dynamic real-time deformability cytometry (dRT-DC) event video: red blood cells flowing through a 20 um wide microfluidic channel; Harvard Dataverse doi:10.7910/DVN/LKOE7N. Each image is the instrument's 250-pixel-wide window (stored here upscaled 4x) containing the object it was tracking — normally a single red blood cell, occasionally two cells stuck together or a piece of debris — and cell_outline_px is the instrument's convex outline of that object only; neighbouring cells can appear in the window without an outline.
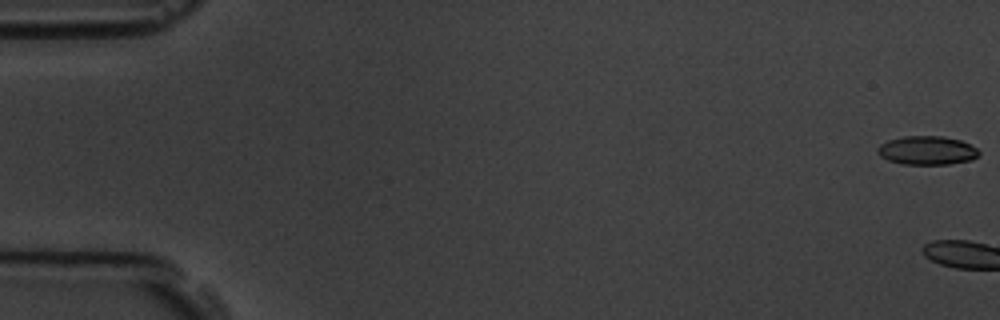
{"species": "common noctule bat (a hibernating species)", "species_latin": "Nyctalus noctula", "temperature_condition": "room temperature", "stored_images_in_passage": 10, "camera_frame_rate_fps": 3000, "um_per_image_px": 0.085, "animal": {"sex": "male", "body_mass_g": 19.5, "forearm_length_mm": 54.6}, "frame": {"image": 1, "passage_image": 1, "time_ms": 0.0, "image_size_px": [1000, 320], "cell_outline_px": [[980, 152], [972, 160], [948, 164], [904, 164], [888, 160], [880, 156], [880, 144], [888, 140], [904, 136], [944, 136], [960, 140], [976, 148]], "centroid_in_image_um": [78.82, 12.78], "position_along_channel_um": 6.2, "area_um2": 16.7}}
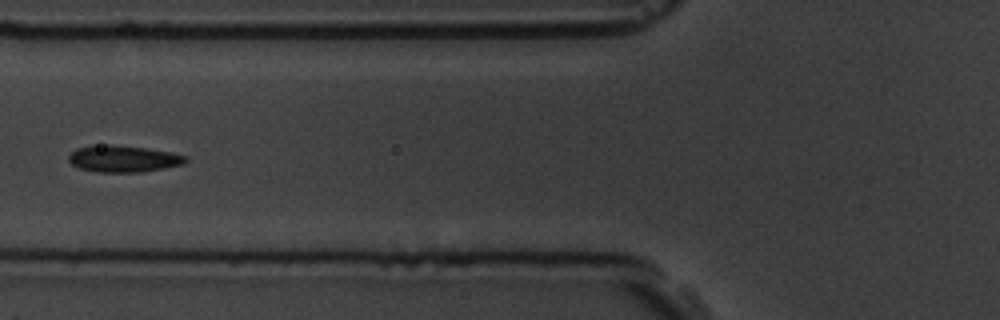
{"frame": {"image": 2, "passage_image": 7, "time_ms": 8.0, "image_size_px": [1000, 320], "cell_outline_px": [[188, 160], [184, 164], [164, 168], [140, 172], [96, 172], [80, 168], [72, 164], [68, 160], [68, 156], [76, 148], [92, 144], [108, 144], [144, 148], [172, 152], [188, 156]], "centroid_in_image_um": [10.48, 13.48], "position_along_channel_um": 115.3, "area_um2": 18.32}}
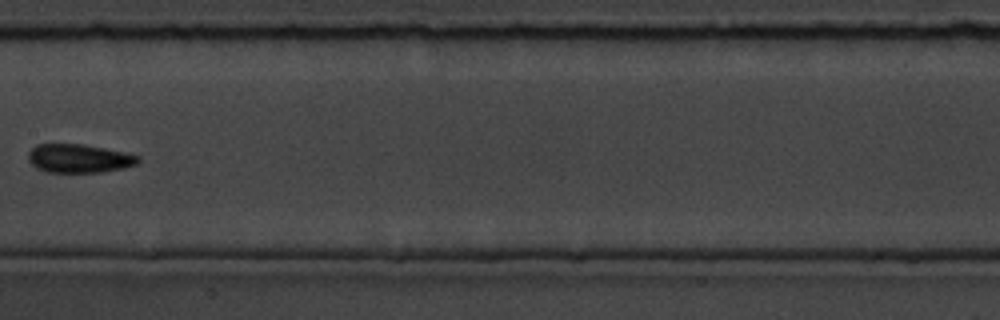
{"frame": {"image": 3, "passage_image": 9, "time_ms": 10.333, "image_size_px": [1000, 320], "cell_outline_px": [[140, 160], [136, 164], [124, 168], [100, 172], [48, 172], [36, 168], [28, 160], [28, 152], [36, 144], [84, 144], [124, 152], [140, 156]], "centroid_in_image_um": [6.71, 13.46], "position_along_channel_um": 200.7, "area_um2": 18.32}}